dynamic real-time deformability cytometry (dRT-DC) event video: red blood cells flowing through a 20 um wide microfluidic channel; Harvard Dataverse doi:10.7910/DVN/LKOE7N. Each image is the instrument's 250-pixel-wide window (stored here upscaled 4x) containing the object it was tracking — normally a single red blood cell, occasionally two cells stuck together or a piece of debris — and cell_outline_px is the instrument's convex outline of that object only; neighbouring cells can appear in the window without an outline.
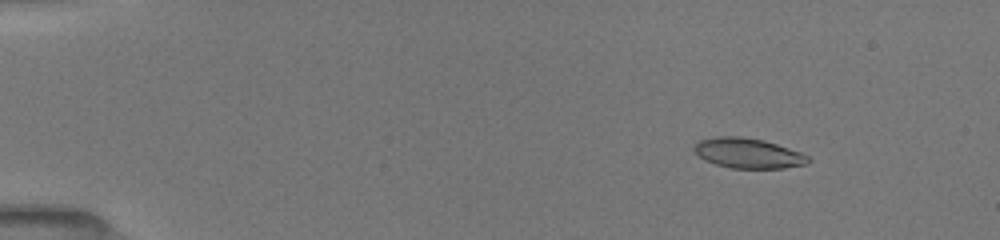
{"species": "common noctule bat (a hibernating species)", "species_latin": "Nyctalus noctula", "temperature_condition": "room temperature", "stored_images_in_passage": 12, "camera_frame_rate_fps": 3000, "um_per_image_px": 0.085, "animal": {"sex": "female", "body_mass_g": 19.5, "forearm_length_mm": 54.1}, "frame": {"image": 1, "passage_image": 3, "time_ms": 1.667, "image_size_px": [1000, 240], "cell_outline_px": [[812, 160], [808, 164], [784, 168], [732, 168], [716, 164], [704, 160], [692, 148], [700, 140], [716, 136], [740, 136], [764, 140], [800, 152], [808, 156]], "centroid_in_image_um": [63.61, 13.02], "position_along_channel_um": 21.4, "area_um2": 19.94}}
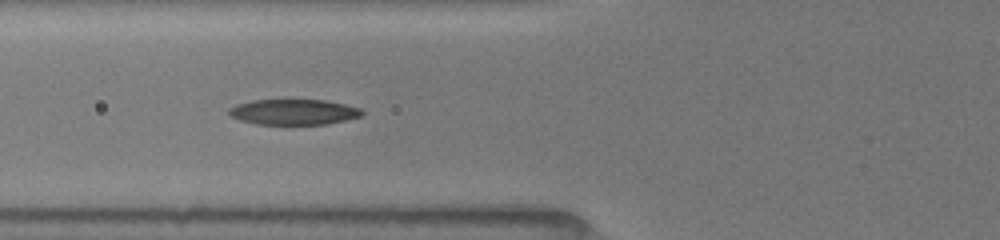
{"frame": {"image": 2, "passage_image": 9, "time_ms": 6.333, "image_size_px": [1000, 240], "cell_outline_px": [[364, 112], [360, 116], [328, 124], [288, 128], [256, 124], [240, 120], [232, 116], [228, 112], [228, 108], [236, 104], [252, 100], [324, 100], [344, 104], [360, 108]], "centroid_in_image_um": [24.92, 9.57], "position_along_channel_um": 100.9, "area_um2": 20.69}}
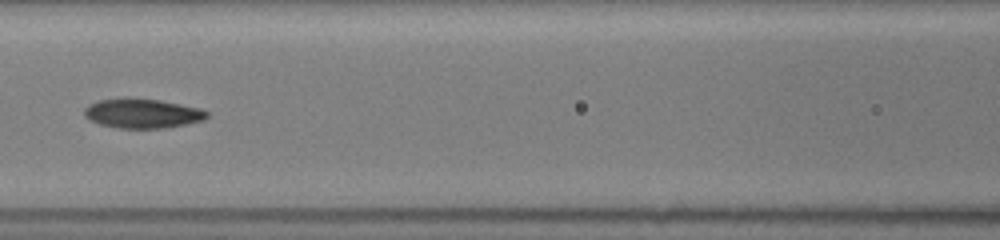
{"frame": {"image": 3, "passage_image": 11, "time_ms": 7.667, "image_size_px": [1000, 240], "cell_outline_px": [[208, 116], [204, 120], [168, 128], [120, 128], [100, 124], [84, 116], [84, 108], [88, 104], [100, 100], [124, 96], [128, 96], [160, 100], [200, 108], [208, 112]], "centroid_in_image_um": [12.09, 9.61], "position_along_channel_um": 154.5, "area_um2": 21.39}}